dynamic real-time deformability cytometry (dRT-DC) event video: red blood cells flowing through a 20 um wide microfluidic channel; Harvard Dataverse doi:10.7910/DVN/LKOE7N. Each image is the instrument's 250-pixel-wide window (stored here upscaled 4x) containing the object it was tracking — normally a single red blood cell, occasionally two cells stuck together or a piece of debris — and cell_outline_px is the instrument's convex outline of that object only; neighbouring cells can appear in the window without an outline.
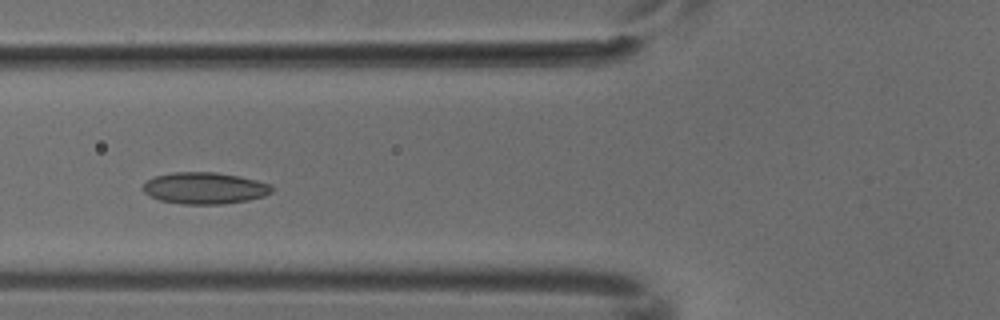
{"species": "common noctule bat (a hibernating species)", "species_latin": "Nyctalus noctula", "temperature_condition": "cold", "stored_images_in_passage": 5, "camera_frame_rate_fps": 3000, "um_per_image_px": 0.085, "animal": {"sex": "male", "body_mass_g": 18.8}, "frame": {"image": 1, "passage_image": 5, "time_ms": 1.333, "image_size_px": [1000, 320], "cell_outline_px": [[276, 188], [272, 192], [264, 196], [248, 200], [224, 204], [184, 204], [160, 200], [144, 192], [140, 188], [148, 180], [156, 176], [172, 172], [216, 172], [240, 176], [272, 184]], "centroid_in_image_um": [17.44, 15.99], "position_along_channel_um": 108.4, "area_um2": 23.87}}